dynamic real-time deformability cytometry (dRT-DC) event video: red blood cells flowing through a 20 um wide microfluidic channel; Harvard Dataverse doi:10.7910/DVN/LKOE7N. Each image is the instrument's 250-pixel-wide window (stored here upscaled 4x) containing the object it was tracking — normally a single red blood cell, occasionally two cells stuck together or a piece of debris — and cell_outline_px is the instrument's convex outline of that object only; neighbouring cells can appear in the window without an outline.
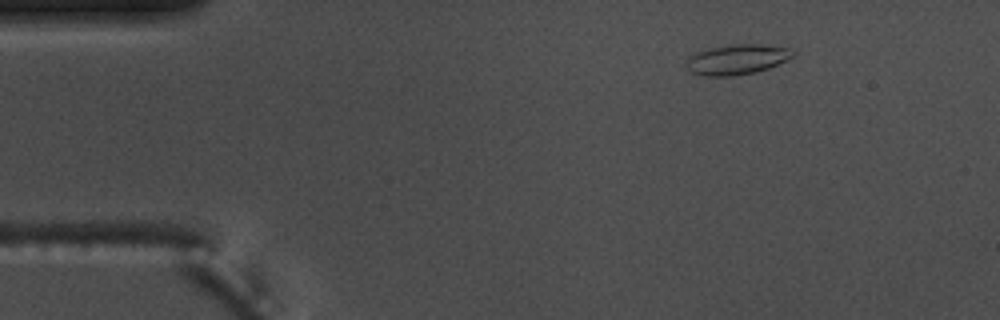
{"species": "common noctule bat (a hibernating species)", "species_latin": "Nyctalus noctula", "temperature_condition": "warm", "stored_images_in_passage": 3, "camera_frame_rate_fps": 3000, "um_per_image_px": 0.085, "animal": {"sex": "male", "body_mass_g": 17.5, "forearm_length_mm": 52.3}, "frame": {"image": 1, "passage_image": 1, "time_ms": 0.0, "image_size_px": [1000, 320], "cell_outline_px": [[796, 52], [792, 56], [768, 68], [756, 72], [732, 76], [704, 76], [692, 72], [684, 64], [688, 56], [696, 52], [708, 48], [732, 44], [764, 44], [792, 48]], "centroid_in_image_um": [62.61, 5.04], "position_along_channel_um": 22.4, "area_um2": 18.84}}